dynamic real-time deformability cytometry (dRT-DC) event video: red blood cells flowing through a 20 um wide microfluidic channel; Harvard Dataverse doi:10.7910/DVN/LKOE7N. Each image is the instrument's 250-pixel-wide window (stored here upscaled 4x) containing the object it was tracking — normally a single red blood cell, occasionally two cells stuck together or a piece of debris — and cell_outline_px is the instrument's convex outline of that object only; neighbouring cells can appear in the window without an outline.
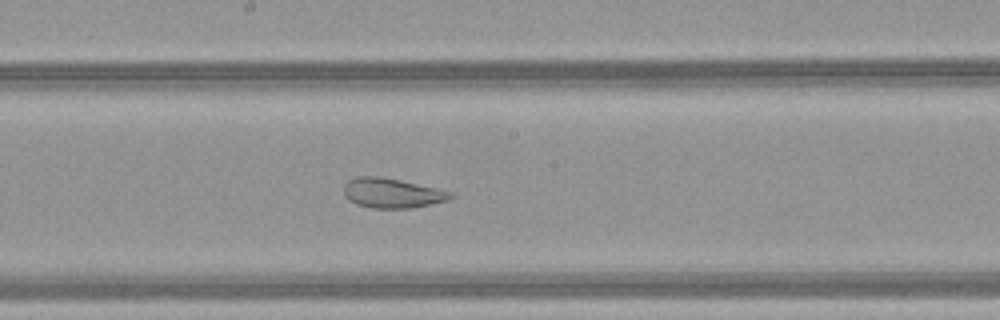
{"species": "common noctule bat (a hibernating species)", "species_latin": "Nyctalus noctula", "temperature_condition": "warm", "stored_images_in_passage": 41, "camera_frame_rate_fps": 3000, "um_per_image_px": 0.085, "animal": {"sex": "female", "body_mass_g": 21.9}, "frame": {"image": 1, "passage_image": 19, "time_ms": 6.0, "image_size_px": [1000, 320], "cell_outline_px": [[452, 196], [448, 200], [412, 208], [372, 208], [356, 204], [348, 200], [344, 196], [344, 184], [348, 180], [356, 176], [380, 176], [400, 180], [436, 188], [452, 192]], "centroid_in_image_um": [33.27, 16.41], "position_along_channel_um": 214.9, "area_um2": 18.5}}
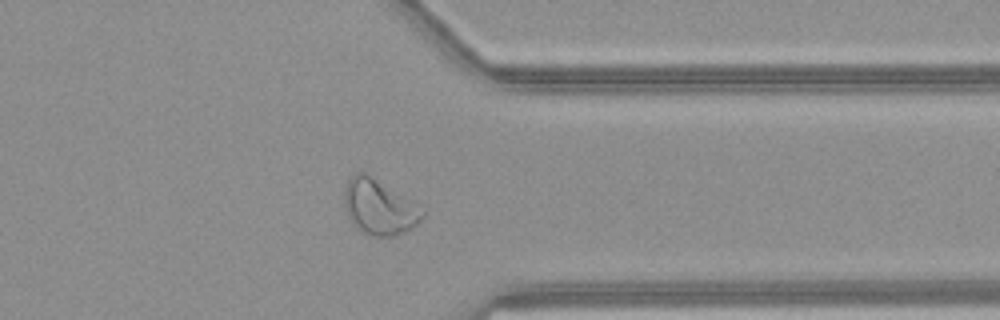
{"frame": {"image": 2, "passage_image": 31, "time_ms": 10.0, "image_size_px": [1000, 320], "cell_outline_px": [[424, 216], [412, 228], [404, 232], [392, 236], [372, 236], [356, 228], [348, 216], [344, 204], [344, 188], [348, 180], [356, 172], [364, 172], [424, 204]], "centroid_in_image_um": [32.29, 17.57], "position_along_channel_um": 379.1, "area_um2": 25.72}}
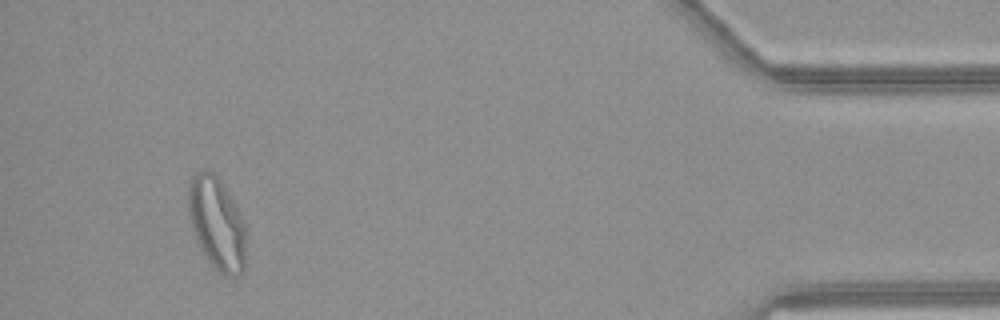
{"frame": {"image": 3, "passage_image": 38, "time_ms": 12.333, "image_size_px": [1000, 320], "cell_outline_px": [[244, 272], [240, 276], [224, 276], [208, 260], [196, 240], [192, 232], [188, 212], [188, 188], [196, 172], [204, 168], [216, 172], [240, 212], [244, 224]], "centroid_in_image_um": [18.41, 18.96], "position_along_channel_um": 416.8, "area_um2": 31.15}, "authors_computed_cell_mechanics": {"area_um2": 25.6054, "velocity_mm_per_s": 4.1921, "shape_relaxation_time_tau1_ms": null, "shape_relaxation_time_tau2_ms": 1.4061, "deformation_change_tau1": null, "deformation_change_tau2": 0.0938}}